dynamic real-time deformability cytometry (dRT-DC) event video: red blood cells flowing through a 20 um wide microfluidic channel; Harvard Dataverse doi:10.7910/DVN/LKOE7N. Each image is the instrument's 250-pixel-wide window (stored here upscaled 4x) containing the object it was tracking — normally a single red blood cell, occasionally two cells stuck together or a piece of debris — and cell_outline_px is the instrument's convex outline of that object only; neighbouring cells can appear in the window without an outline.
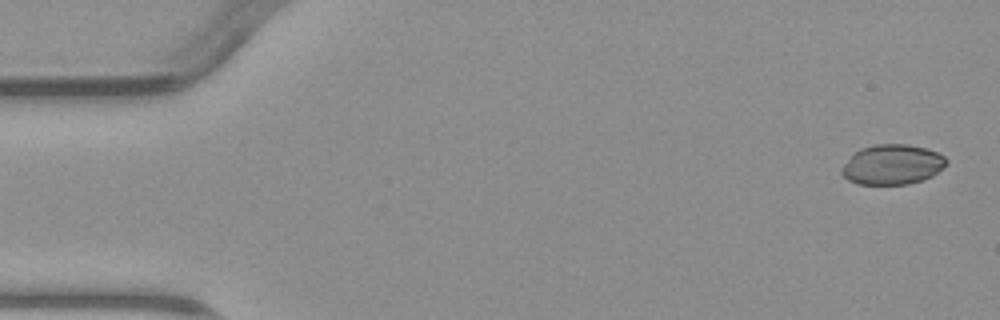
{"species": "common noctule bat (a hibernating species)", "species_latin": "Nyctalus noctula", "temperature_condition": "warm", "stored_images_in_passage": 4, "camera_frame_rate_fps": 3000, "um_per_image_px": 0.085, "animal": {"sex": "male", "body_mass_g": 23.1, "forearm_length_mm": 52.7}, "frame": {"image": 1, "passage_image": 1, "time_ms": 0.0, "image_size_px": [1000, 320], "cell_outline_px": [[948, 164], [932, 176], [908, 184], [860, 184], [848, 180], [840, 172], [840, 168], [860, 148], [876, 144], [908, 144], [924, 148], [936, 152], [944, 156], [948, 160]], "centroid_in_image_um": [75.86, 13.98], "position_along_channel_um": 9.1, "area_um2": 24.28}}